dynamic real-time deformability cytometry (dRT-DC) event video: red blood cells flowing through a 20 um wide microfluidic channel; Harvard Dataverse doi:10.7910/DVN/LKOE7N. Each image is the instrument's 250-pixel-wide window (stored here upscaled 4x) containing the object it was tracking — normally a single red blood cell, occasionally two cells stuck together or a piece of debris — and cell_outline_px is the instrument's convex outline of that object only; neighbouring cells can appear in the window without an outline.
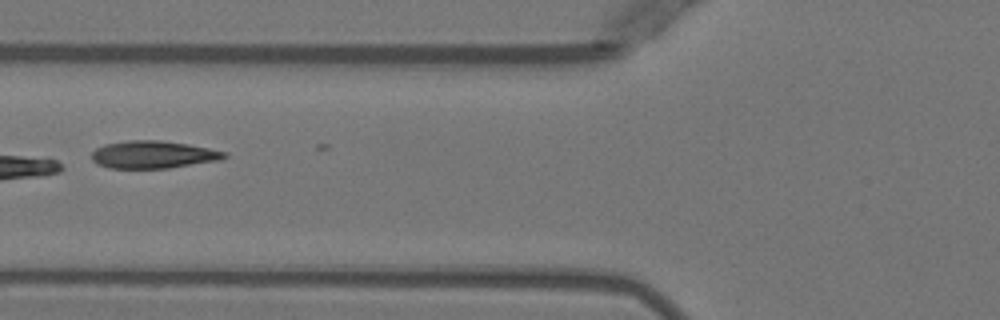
{"species": "Egyptian fruit bat (a non-hibernating species)", "species_latin": "Rousettus aegyptiacus", "temperature_condition": "warm", "stored_images_in_passage": 7, "camera_frame_rate_fps": 3000, "um_per_image_px": 0.085, "animal": {"sex": "female"}, "frame": {"image": 1, "passage_image": 6, "time_ms": 6.0, "image_size_px": [1000, 320], "cell_outline_px": [[228, 156], [220, 160], [168, 168], [108, 168], [96, 164], [92, 160], [92, 152], [96, 148], [104, 144], [128, 140], [160, 140], [188, 144], [228, 152]], "centroid_in_image_um": [13.01, 13.14], "position_along_channel_um": 112.8, "area_um2": 21.39}}